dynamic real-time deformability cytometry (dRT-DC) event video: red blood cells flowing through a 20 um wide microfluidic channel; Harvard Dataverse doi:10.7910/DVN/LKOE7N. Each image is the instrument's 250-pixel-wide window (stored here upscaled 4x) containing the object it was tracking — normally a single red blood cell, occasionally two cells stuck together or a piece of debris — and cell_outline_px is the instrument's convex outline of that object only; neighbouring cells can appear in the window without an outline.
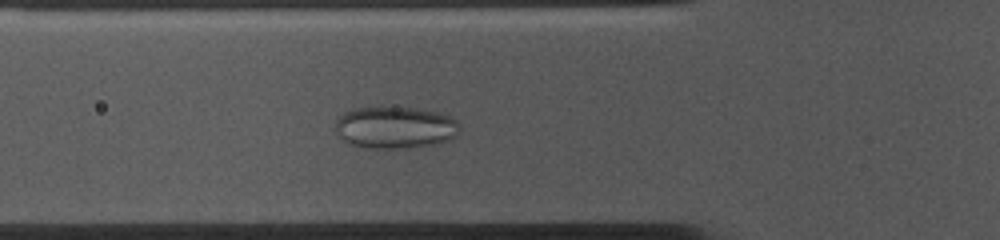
{"species": "common noctule bat (a hibernating species)", "species_latin": "Nyctalus noctula", "temperature_condition": "cold", "stored_images_in_passage": 41, "camera_frame_rate_fps": 3000, "um_per_image_px": 0.085, "animal": {"sex": "female", "body_mass_g": 10.0, "forearm_length_mm": 53.1}, "frame": {"image": 1, "passage_image": 5, "time_ms": 1.333, "image_size_px": [1000, 240], "cell_outline_px": [[460, 128], [456, 136], [440, 144], [404, 148], [368, 148], [348, 144], [340, 136], [336, 128], [336, 120], [344, 112], [356, 108], [416, 108], [436, 112], [452, 116], [456, 120]], "centroid_in_image_um": [33.62, 10.85], "position_along_channel_um": 92.2, "area_um2": 30.35}}
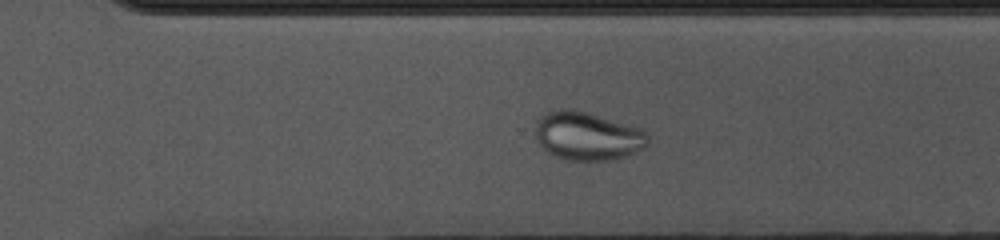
{"frame": {"image": 2, "passage_image": 24, "time_ms": 7.667, "image_size_px": [1000, 240], "cell_outline_px": [[648, 148], [624, 156], [608, 160], [568, 160], [556, 156], [548, 152], [536, 140], [536, 124], [540, 116], [548, 112], [560, 108], [572, 108], [588, 112], [640, 128], [648, 136]], "centroid_in_image_um": [49.94, 11.55], "position_along_channel_um": 320.7, "area_um2": 31.73}}
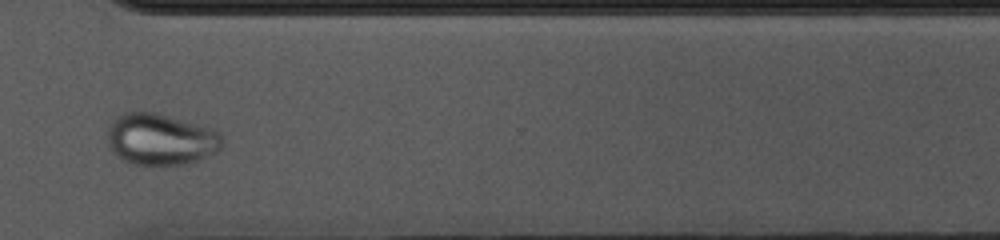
{"frame": {"image": 3, "passage_image": 27, "time_ms": 8.667, "image_size_px": [1000, 240], "cell_outline_px": [[224, 136], [220, 148], [200, 160], [180, 164], [136, 164], [124, 160], [112, 148], [108, 140], [108, 128], [112, 120], [120, 112], [156, 112], [208, 128], [220, 132]], "centroid_in_image_um": [13.65, 11.81], "position_along_channel_um": 356.9, "area_um2": 33.81}}